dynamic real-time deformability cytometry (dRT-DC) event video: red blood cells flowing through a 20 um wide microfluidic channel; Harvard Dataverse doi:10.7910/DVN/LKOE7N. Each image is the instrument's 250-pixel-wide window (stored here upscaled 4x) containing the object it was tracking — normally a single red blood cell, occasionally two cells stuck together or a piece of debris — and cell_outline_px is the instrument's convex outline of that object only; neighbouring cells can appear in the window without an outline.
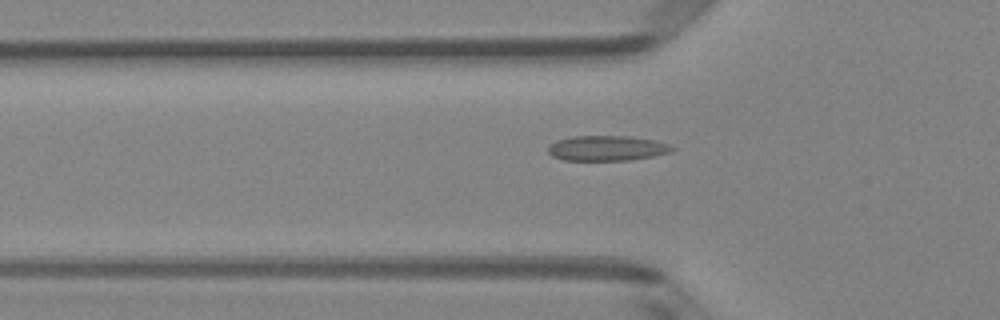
{"species": "Egyptian fruit bat (a non-hibernating species)", "species_latin": "Rousettus aegyptiacus", "temperature_condition": "room temperature", "stored_images_in_passage": 37, "camera_frame_rate_fps": 3000, "um_per_image_px": 0.085, "animal": {"sex": "female"}, "frame": {"image": 1, "passage_image": 6, "time_ms": 1.667, "image_size_px": [1000, 320], "cell_outline_px": [[676, 148], [672, 152], [652, 156], [628, 160], [564, 160], [552, 156], [548, 152], [548, 144], [556, 140], [572, 136], [628, 136], [656, 140], [668, 144]], "centroid_in_image_um": [51.58, 12.59], "position_along_channel_um": 74.2, "area_um2": 18.26}}
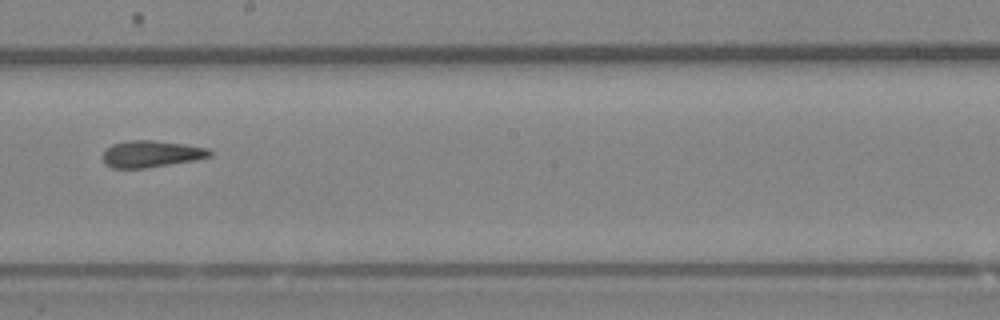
{"frame": {"image": 2, "passage_image": 18, "time_ms": 5.667, "image_size_px": [1000, 320], "cell_outline_px": [[212, 156], [196, 160], [144, 168], [112, 168], [104, 164], [100, 156], [112, 144], [128, 140], [152, 140], [184, 144], [208, 148], [212, 152]], "centroid_in_image_um": [12.83, 13.08], "position_along_channel_um": 235.4, "area_um2": 16.76}}
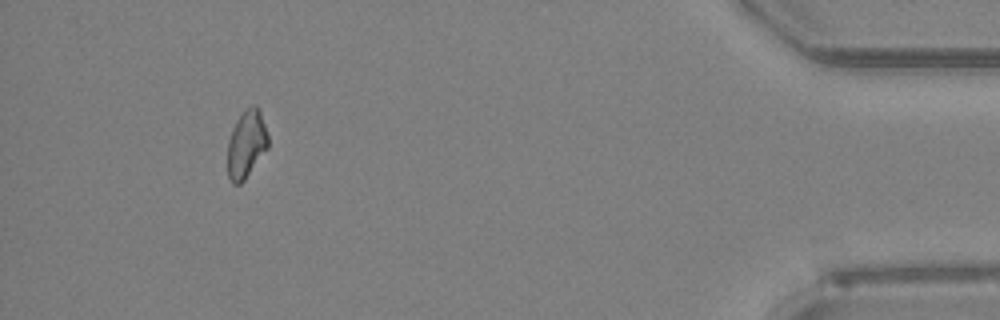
{"frame": {"image": 3, "passage_image": 36, "time_ms": 11.667, "image_size_px": [1000, 320], "cell_outline_px": [[268, 148], [244, 180], [240, 184], [232, 184], [228, 176], [228, 140], [232, 128], [236, 120], [244, 108], [252, 104], [256, 104], [260, 108], [268, 136]], "centroid_in_image_um": [20.95, 12.2], "position_along_channel_um": 414.3, "area_um2": 16.24}}